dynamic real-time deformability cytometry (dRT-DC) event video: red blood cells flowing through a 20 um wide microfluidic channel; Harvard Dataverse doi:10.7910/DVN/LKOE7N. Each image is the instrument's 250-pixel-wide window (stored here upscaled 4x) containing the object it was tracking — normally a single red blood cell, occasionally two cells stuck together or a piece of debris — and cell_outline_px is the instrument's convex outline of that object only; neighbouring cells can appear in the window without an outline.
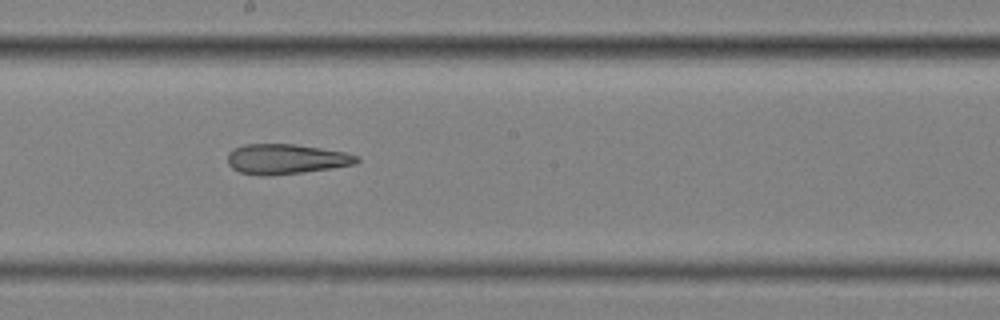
{"species": "common noctule bat (a hibernating species)", "species_latin": "Nyctalus noctula", "temperature_condition": "cold", "stored_images_in_passage": 10, "camera_frame_rate_fps": 3000, "um_per_image_px": 0.085, "animal": {"sex": "female", "body_mass_g": 25.1}, "frame": {"image": 1, "passage_image": 9, "time_ms": 2.667, "image_size_px": [1000, 320], "cell_outline_px": [[360, 160], [356, 164], [332, 168], [304, 172], [272, 176], [260, 176], [240, 172], [232, 168], [228, 164], [228, 152], [232, 148], [244, 144], [296, 144], [344, 152], [360, 156]], "centroid_in_image_um": [24.3, 13.52], "position_along_channel_um": 223.9, "area_um2": 22.89}}
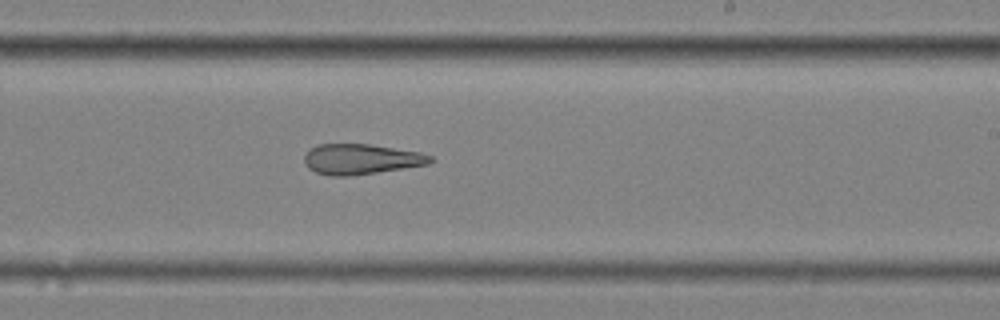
{"frame": {"image": 2, "passage_image": 10, "time_ms": 3.0, "image_size_px": [1000, 320], "cell_outline_px": [[436, 160], [428, 164], [352, 176], [328, 176], [316, 172], [308, 168], [304, 164], [304, 156], [316, 144], [368, 144], [420, 152], [432, 156]], "centroid_in_image_um": [30.68, 13.53], "position_along_channel_um": 258.3, "area_um2": 22.31}}